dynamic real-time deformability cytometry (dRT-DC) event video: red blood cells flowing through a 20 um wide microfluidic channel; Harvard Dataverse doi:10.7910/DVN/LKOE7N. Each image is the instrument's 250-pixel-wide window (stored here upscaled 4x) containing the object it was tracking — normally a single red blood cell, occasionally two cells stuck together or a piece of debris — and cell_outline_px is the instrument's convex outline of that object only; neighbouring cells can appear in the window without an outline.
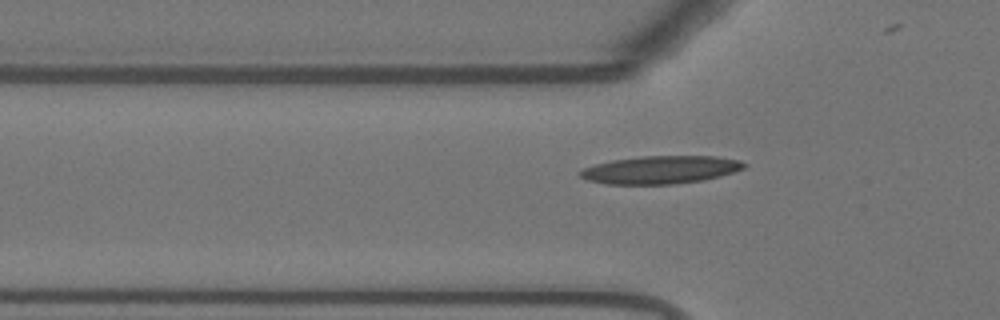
{"species": "Egyptian fruit bat (a non-hibernating species)", "species_latin": "Rousettus aegyptiacus", "temperature_condition": "warm", "stored_images_in_passage": 33, "camera_frame_rate_fps": 3000, "um_per_image_px": 0.085, "animal": {"sex": "female"}, "frame": {"image": 1, "passage_image": 3, "time_ms": 0.667, "image_size_px": [1000, 320], "cell_outline_px": [[748, 164], [744, 168], [720, 176], [704, 180], [672, 184], [608, 184], [588, 180], [580, 176], [576, 172], [584, 168], [596, 164], [612, 160], [644, 156], [716, 156], [740, 160]], "centroid_in_image_um": [56.16, 14.43], "position_along_channel_um": 69.6, "area_um2": 26.59}}
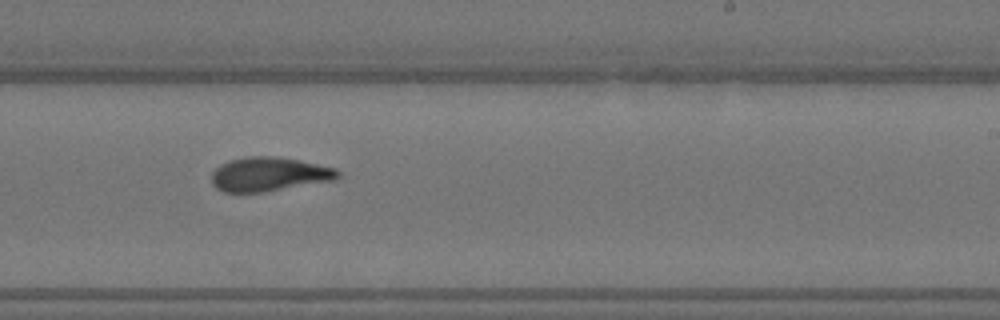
{"frame": {"image": 2, "passage_image": 19, "time_ms": 6.0, "image_size_px": [1000, 320], "cell_outline_px": [[340, 176], [336, 180], [264, 192], [224, 192], [216, 188], [212, 184], [212, 172], [220, 164], [228, 160], [248, 156], [276, 156], [300, 160], [336, 168], [340, 172]], "centroid_in_image_um": [22.88, 14.8], "position_along_channel_um": 266.1, "area_um2": 25.32}}
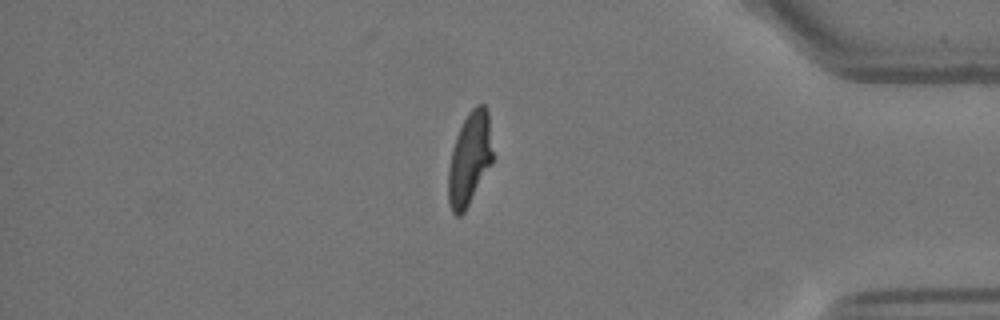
{"frame": {"image": 3, "passage_image": 32, "time_ms": 10.333, "image_size_px": [1000, 320], "cell_outline_px": [[492, 164], [464, 212], [460, 216], [456, 216], [452, 212], [448, 200], [448, 168], [452, 148], [456, 136], [468, 112], [476, 104], [484, 104], [488, 112], [492, 152]], "centroid_in_image_um": [39.9, 13.51], "position_along_channel_um": 395.3, "area_um2": 23.99}}